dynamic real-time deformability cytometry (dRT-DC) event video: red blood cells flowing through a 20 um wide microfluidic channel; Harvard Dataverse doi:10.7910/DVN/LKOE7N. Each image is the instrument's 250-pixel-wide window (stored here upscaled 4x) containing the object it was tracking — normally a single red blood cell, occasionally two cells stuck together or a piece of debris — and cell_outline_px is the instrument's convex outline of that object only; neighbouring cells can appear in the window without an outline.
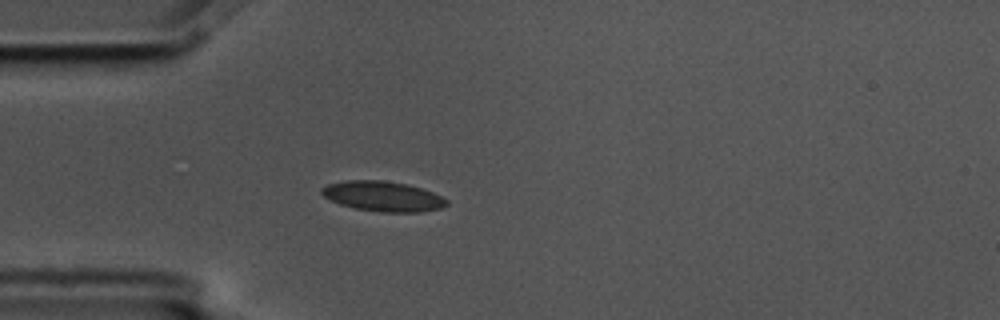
{"species": "common noctule bat (a hibernating species)", "species_latin": "Nyctalus noctula", "temperature_condition": "cold", "stored_images_in_passage": 1, "camera_frame_rate_fps": 3000, "um_per_image_px": 0.085, "animal": {"sex": "male", "body_mass_g": 17.5, "forearm_length_mm": 52.3}, "frame": {"image": 1, "passage_image": 1, "time_ms": 0.0, "image_size_px": [1000, 320], "cell_outline_px": [[448, 204], [440, 208], [420, 212], [384, 212], [356, 208], [340, 204], [324, 196], [320, 192], [320, 188], [328, 184], [344, 180], [380, 180], [408, 184], [432, 192], [448, 200]], "centroid_in_image_um": [32.53, 16.67], "position_along_channel_um": 52.5, "area_um2": 21.73}}